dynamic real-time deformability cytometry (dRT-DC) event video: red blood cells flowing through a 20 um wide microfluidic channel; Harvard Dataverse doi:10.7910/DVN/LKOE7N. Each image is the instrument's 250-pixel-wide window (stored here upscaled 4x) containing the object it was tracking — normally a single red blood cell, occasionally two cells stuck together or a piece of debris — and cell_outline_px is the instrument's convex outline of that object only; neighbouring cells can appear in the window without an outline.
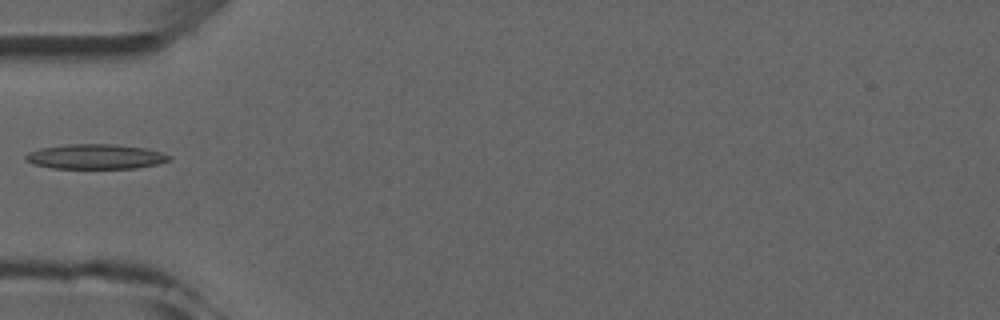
{"species": "common noctule bat (a hibernating species)", "species_latin": "Nyctalus noctula", "temperature_condition": "room temperature", "stored_images_in_passage": 3, "camera_frame_rate_fps": 3000, "um_per_image_px": 0.085, "animal": {"sex": "male", "forearm_length_mm": 52.5}, "frame": {"image": 1, "passage_image": 1, "time_ms": 0.0, "image_size_px": [1000, 320], "cell_outline_px": [[172, 156], [168, 160], [156, 164], [136, 168], [52, 168], [32, 164], [24, 160], [24, 156], [28, 152], [40, 148], [68, 144], [112, 144], [144, 148], [160, 152]], "centroid_in_image_um": [8.05, 13.31], "position_along_channel_um": 76.9, "area_um2": 20.69}}
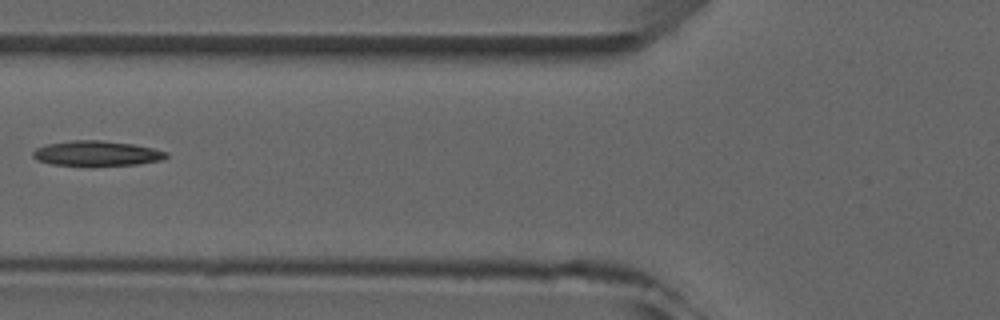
{"frame": {"image": 2, "passage_image": 2, "time_ms": 1.0, "image_size_px": [1000, 320], "cell_outline_px": [[168, 156], [164, 160], [136, 164], [88, 168], [52, 164], [36, 160], [32, 156], [32, 152], [36, 148], [44, 144], [72, 140], [100, 140], [132, 144], [152, 148], [168, 152]], "centroid_in_image_um": [8.18, 13.07], "position_along_channel_um": 117.6, "area_um2": 20.29}}
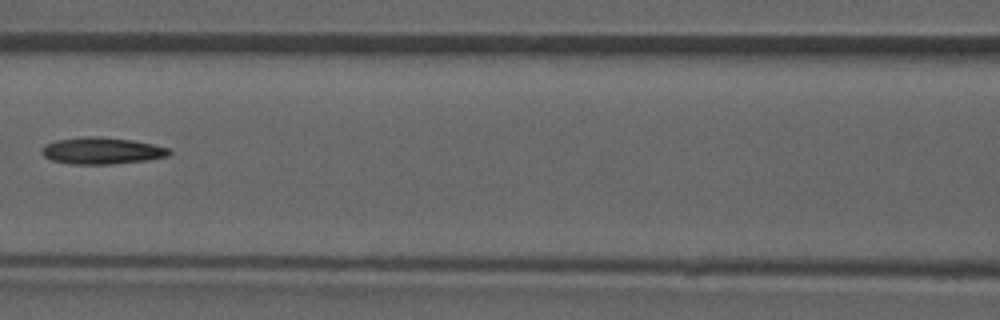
{"frame": {"image": 3, "passage_image": 3, "time_ms": 2.0, "image_size_px": [1000, 320], "cell_outline_px": [[172, 152], [168, 156], [148, 160], [112, 164], [72, 164], [52, 160], [44, 156], [40, 152], [40, 148], [44, 144], [56, 140], [84, 136], [100, 136], [132, 140], [152, 144], [168, 148]], "centroid_in_image_um": [8.62, 12.81], "position_along_channel_um": 158.0, "area_um2": 20.0}}